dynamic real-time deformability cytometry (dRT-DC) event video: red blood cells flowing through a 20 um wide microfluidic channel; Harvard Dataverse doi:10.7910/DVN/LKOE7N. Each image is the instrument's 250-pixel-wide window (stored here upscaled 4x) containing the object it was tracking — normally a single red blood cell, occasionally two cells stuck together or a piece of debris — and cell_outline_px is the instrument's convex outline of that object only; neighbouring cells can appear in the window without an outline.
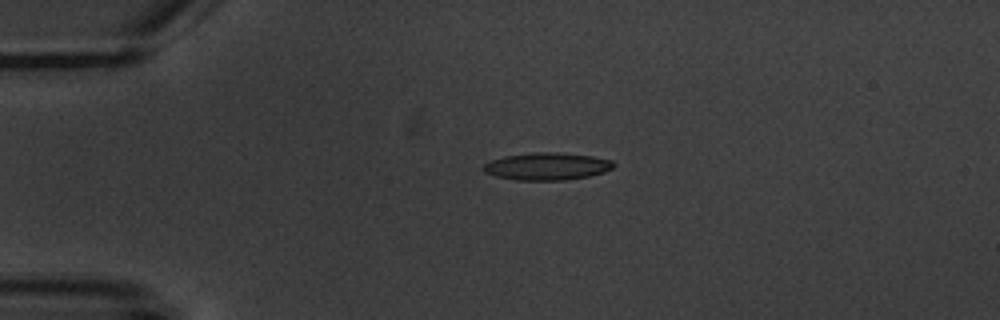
{"species": "common noctule bat (a hibernating species)", "species_latin": "Nyctalus noctula", "temperature_condition": "warm", "stored_images_in_passage": 3, "camera_frame_rate_fps": 3000, "um_per_image_px": 0.085, "animal": {"sex": "male", "body_mass_g": 20.1, "forearm_length_mm": 53.5}, "frame": {"image": 1, "passage_image": 2, "time_ms": 2.0, "image_size_px": [1000, 320], "cell_outline_px": [[616, 164], [612, 168], [604, 172], [588, 176], [564, 180], [516, 180], [496, 176], [484, 172], [484, 164], [492, 160], [504, 156], [536, 152], [556, 152], [592, 156], [612, 160]], "centroid_in_image_um": [46.51, 14.13], "position_along_channel_um": 38.5, "area_um2": 20.63}}